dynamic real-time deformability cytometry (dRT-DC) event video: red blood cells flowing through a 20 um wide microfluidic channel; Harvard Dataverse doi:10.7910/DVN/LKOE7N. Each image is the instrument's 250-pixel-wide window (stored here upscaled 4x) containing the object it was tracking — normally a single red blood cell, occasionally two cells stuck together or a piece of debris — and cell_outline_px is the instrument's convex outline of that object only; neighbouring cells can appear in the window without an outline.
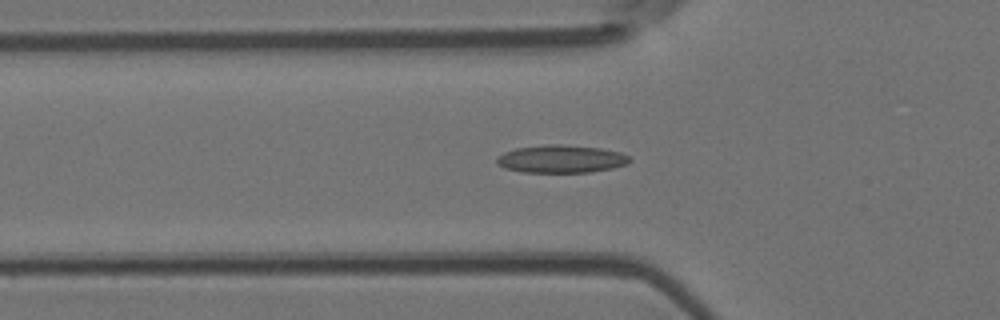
{"species": "Egyptian fruit bat (a non-hibernating species)", "species_latin": "Rousettus aegyptiacus", "temperature_condition": "room temperature", "stored_images_in_passage": 53, "camera_frame_rate_fps": 3000, "um_per_image_px": 0.085, "animal": {"sex": "female"}, "frame": {"image": 1, "passage_image": 17, "time_ms": 5.333, "image_size_px": [1000, 320], "cell_outline_px": [[632, 160], [628, 164], [612, 168], [592, 172], [524, 172], [504, 168], [496, 164], [496, 156], [504, 152], [516, 148], [544, 144], [560, 144], [600, 148], [620, 152], [628, 156]], "centroid_in_image_um": [47.68, 13.51], "position_along_channel_um": 78.1, "area_um2": 21.68}}
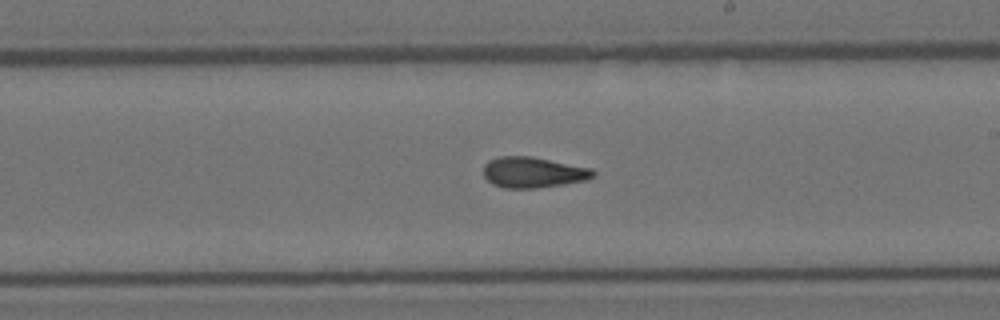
{"frame": {"image": 2, "passage_image": 30, "time_ms": 9.667, "image_size_px": [1000, 320], "cell_outline_px": [[596, 176], [588, 180], [564, 184], [536, 188], [504, 188], [492, 184], [484, 176], [484, 164], [488, 160], [500, 156], [532, 156], [592, 168], [596, 172]], "centroid_in_image_um": [45.34, 14.65], "position_along_channel_um": 243.7, "area_um2": 19.88}}
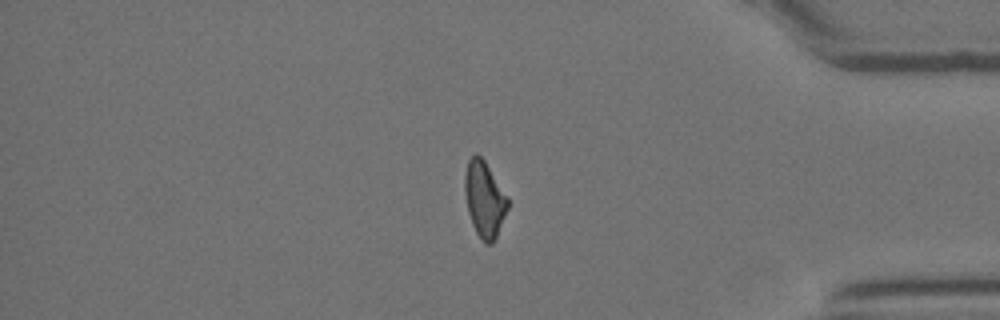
{"frame": {"image": 3, "passage_image": 44, "time_ms": 14.333, "image_size_px": [1000, 320], "cell_outline_px": [[508, 208], [496, 236], [492, 244], [484, 244], [476, 232], [472, 224], [468, 212], [464, 192], [464, 176], [468, 160], [476, 152], [484, 160], [508, 196]], "centroid_in_image_um": [41.16, 16.92], "position_along_channel_um": 394.0, "area_um2": 19.02}, "authors_computed_cell_mechanics": {"area_um2": 19.4786, "velocity_mm_per_s": 3.8005, "shape_relaxation_time_tau1_ms": null, "shape_relaxation_time_tau2_ms": 2.3824, "deformation_change_tau1": null, "deformation_change_tau2": 0.0965}}